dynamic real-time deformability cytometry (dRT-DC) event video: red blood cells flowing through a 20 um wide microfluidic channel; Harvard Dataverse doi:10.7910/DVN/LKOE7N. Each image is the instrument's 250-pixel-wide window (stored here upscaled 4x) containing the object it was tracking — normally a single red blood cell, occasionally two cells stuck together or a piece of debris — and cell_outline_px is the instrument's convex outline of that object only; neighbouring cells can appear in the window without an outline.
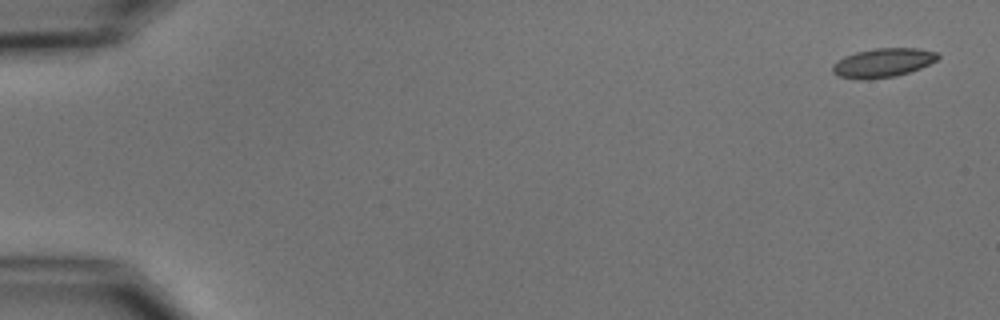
{"species": "common noctule bat (a hibernating species)", "species_latin": "Nyctalus noctula", "temperature_condition": "cold", "stored_images_in_passage": 5, "camera_frame_rate_fps": 3000, "um_per_image_px": 0.085, "animal": {"sex": "male", "body_mass_g": 15.6}, "frame": {"image": 1, "passage_image": 1, "time_ms": 0.0, "image_size_px": [1000, 320], "cell_outline_px": [[940, 56], [936, 60], [920, 68], [896, 76], [864, 80], [840, 76], [832, 72], [832, 64], [844, 56], [856, 52], [876, 48], [916, 48], [936, 52]], "centroid_in_image_um": [75.02, 5.33], "position_along_channel_um": 10.0, "area_um2": 17.63}}
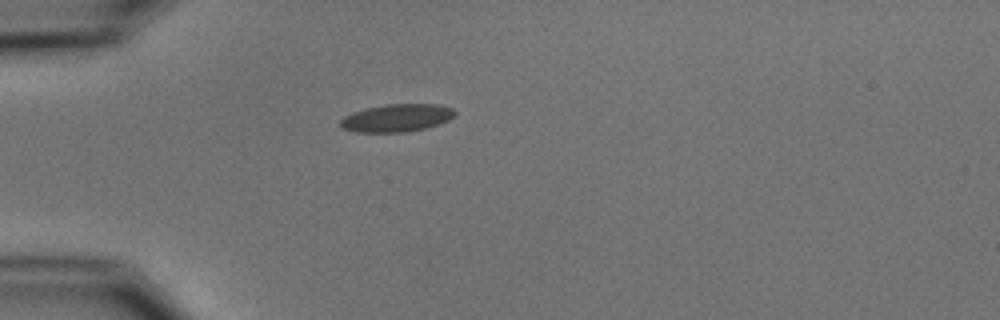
{"frame": {"image": 2, "passage_image": 5, "time_ms": 4.667, "image_size_px": [1000, 320], "cell_outline_px": [[456, 112], [448, 120], [424, 128], [408, 132], [356, 132], [340, 128], [340, 120], [344, 116], [352, 112], [384, 104], [436, 104], [452, 108]], "centroid_in_image_um": [33.67, 10.02], "position_along_channel_um": 51.3, "area_um2": 18.38}}